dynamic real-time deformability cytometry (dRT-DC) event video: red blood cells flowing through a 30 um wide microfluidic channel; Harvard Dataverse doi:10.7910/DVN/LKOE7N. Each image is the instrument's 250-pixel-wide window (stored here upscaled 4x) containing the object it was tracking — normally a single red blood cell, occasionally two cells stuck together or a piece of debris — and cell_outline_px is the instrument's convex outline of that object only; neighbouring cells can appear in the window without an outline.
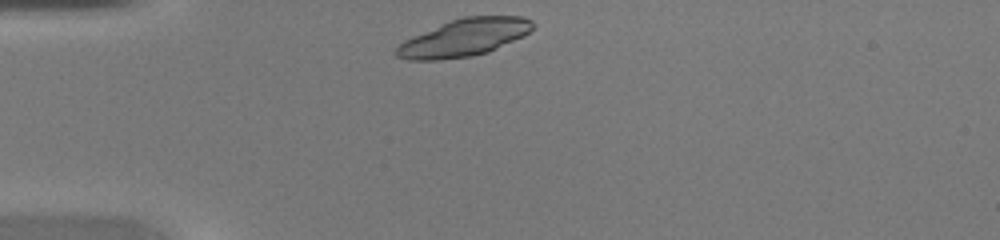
{"species": "common noctule bat (a hibernating species)", "species_latin": "Nyctalus noctula", "temperature_condition": "warm", "stored_images_in_passage": 34, "camera_frame_rate_fps": 3000, "um_per_image_px": 0.085, "animal": {"sex": "female", "body_mass_g": 20.0, "forearm_length_mm": 54.0}, "frame": {"image": 1, "passage_image": 1, "time_ms": 0.0, "image_size_px": [1000, 240], "cell_outline_px": [[536, 24], [524, 36], [488, 52], [472, 56], [440, 60], [408, 60], [396, 56], [396, 48], [404, 40], [452, 20], [464, 16], [524, 16], [532, 20]], "centroid_in_image_um": [39.49, 3.2], "position_along_channel_um": 45.5, "area_um2": 29.48}}